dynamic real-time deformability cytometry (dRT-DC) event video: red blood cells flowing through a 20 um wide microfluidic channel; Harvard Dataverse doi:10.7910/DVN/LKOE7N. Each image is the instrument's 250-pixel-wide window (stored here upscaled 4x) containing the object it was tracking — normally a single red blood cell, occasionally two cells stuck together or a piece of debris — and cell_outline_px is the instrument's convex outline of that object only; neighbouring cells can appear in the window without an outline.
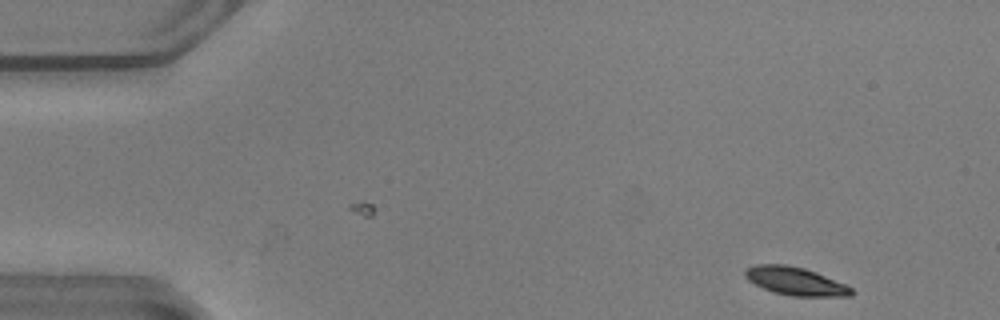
{"species": "common noctule bat (a hibernating species)", "species_latin": "Nyctalus noctula", "temperature_condition": "warm", "stored_images_in_passage": 43, "camera_frame_rate_fps": 3000, "um_per_image_px": 0.085, "animal": {"sex": "male", "body_mass_g": 20.5, "forearm_length_mm": 52.5}, "frame": {"image": 1, "passage_image": 2, "time_ms": 0.333, "image_size_px": [1000, 320], "cell_outline_px": [[856, 292], [852, 296], [792, 296], [772, 292], [748, 280], [744, 276], [744, 268], [756, 264], [788, 264], [804, 268], [816, 272], [844, 284], [852, 288]], "centroid_in_image_um": [67.59, 23.89], "position_along_channel_um": 17.4, "area_um2": 17.51}}
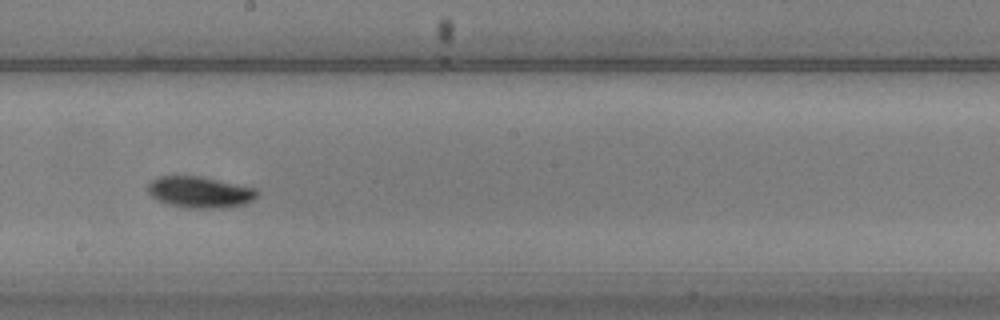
{"frame": {"image": 2, "passage_image": 27, "time_ms": 8.667, "image_size_px": [1000, 320], "cell_outline_px": [[260, 192], [252, 200], [244, 204], [220, 208], [188, 208], [168, 204], [156, 200], [148, 192], [148, 184], [152, 180], [160, 176], [200, 176], [256, 188]], "centroid_in_image_um": [16.98, 16.33], "position_along_channel_um": 231.2, "area_um2": 19.88}}
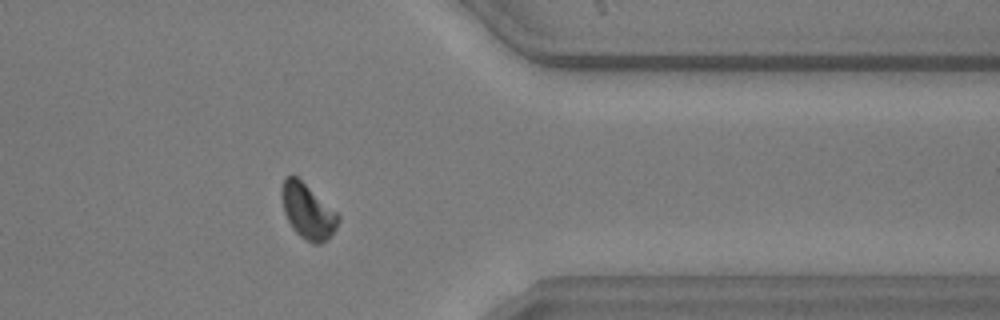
{"frame": {"image": 3, "passage_image": 40, "time_ms": 13.0, "image_size_px": [1000, 320], "cell_outline_px": [[340, 220], [336, 228], [328, 240], [320, 244], [312, 244], [300, 236], [292, 228], [284, 212], [280, 192], [284, 176], [292, 172], [336, 212], [340, 216]], "centroid_in_image_um": [26.13, 17.95], "position_along_channel_um": 385.3, "area_um2": 18.26}, "authors_computed_cell_mechanics": {"area_um2": 18.8428, "velocity_mm_per_s": 3.8311, "shape_relaxation_time_tau1_ms": 2.4616, "shape_relaxation_time_tau2_ms": null, "deformation_change_tau1": 0.1276, "deformation_change_tau2": null}}